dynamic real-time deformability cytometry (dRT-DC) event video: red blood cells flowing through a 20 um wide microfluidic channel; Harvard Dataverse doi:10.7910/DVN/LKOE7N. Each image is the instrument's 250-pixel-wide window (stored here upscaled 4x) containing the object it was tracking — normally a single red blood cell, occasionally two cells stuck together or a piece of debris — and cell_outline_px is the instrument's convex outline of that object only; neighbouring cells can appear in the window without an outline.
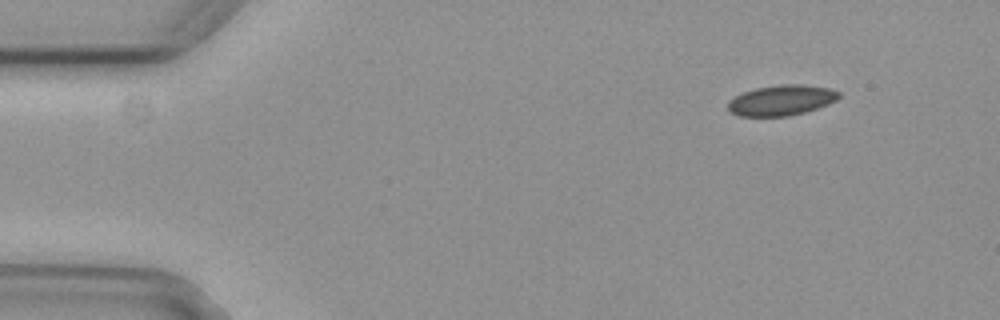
{"species": "common noctule bat (a hibernating species)", "species_latin": "Nyctalus noctula", "temperature_condition": "cold", "stored_images_in_passage": 4, "camera_frame_rate_fps": 3000, "um_per_image_px": 0.085, "animal": {"sex": "female", "body_mass_g": 29.2, "forearm_length_mm": 56.3}, "frame": {"image": 1, "passage_image": 1, "time_ms": 0.0, "image_size_px": [1000, 320], "cell_outline_px": [[840, 96], [836, 100], [828, 104], [804, 112], [788, 116], [740, 116], [732, 112], [728, 108], [728, 100], [744, 92], [756, 88], [780, 84], [804, 84], [828, 88], [840, 92]], "centroid_in_image_um": [66.43, 8.51], "position_along_channel_um": 18.6, "area_um2": 19.54}}
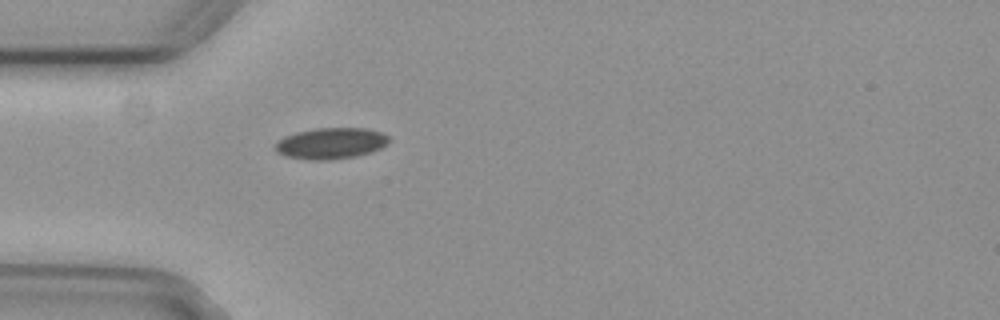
{"frame": {"image": 2, "passage_image": 4, "time_ms": 1.0, "image_size_px": [1000, 320], "cell_outline_px": [[388, 144], [380, 148], [356, 156], [328, 160], [312, 160], [284, 156], [276, 152], [276, 144], [284, 136], [296, 132], [316, 128], [368, 128], [380, 132], [388, 136]], "centroid_in_image_um": [28.11, 12.18], "position_along_channel_um": 56.9, "area_um2": 20.52}}